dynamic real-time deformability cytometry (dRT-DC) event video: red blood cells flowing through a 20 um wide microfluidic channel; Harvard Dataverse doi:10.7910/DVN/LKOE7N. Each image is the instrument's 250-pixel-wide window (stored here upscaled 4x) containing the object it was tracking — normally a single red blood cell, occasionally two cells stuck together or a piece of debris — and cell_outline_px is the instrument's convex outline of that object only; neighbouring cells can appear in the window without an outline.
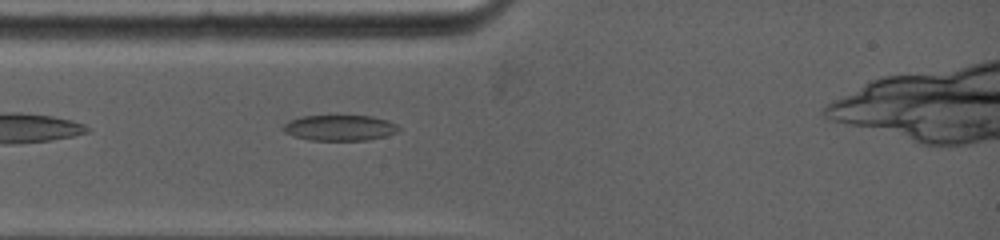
{"species": "common noctule bat (a hibernating species)", "species_latin": "Nyctalus noctula", "temperature_condition": "warm", "stored_images_in_passage": 3, "camera_frame_rate_fps": 5000, "um_per_image_px": 0.085, "animal": {"sex": "female", "body_mass_g": 19.0, "forearm_length_mm": 53.3}, "frame": {"image": 1, "passage_image": 3, "time_ms": 1.2, "image_size_px": [1000, 240], "cell_outline_px": [[400, 128], [396, 132], [384, 136], [364, 140], [312, 140], [296, 136], [284, 132], [284, 124], [300, 116], [372, 116], [396, 124]], "centroid_in_image_um": [28.87, 10.86], "position_along_channel_um": 56.1, "area_um2": 16.82}}